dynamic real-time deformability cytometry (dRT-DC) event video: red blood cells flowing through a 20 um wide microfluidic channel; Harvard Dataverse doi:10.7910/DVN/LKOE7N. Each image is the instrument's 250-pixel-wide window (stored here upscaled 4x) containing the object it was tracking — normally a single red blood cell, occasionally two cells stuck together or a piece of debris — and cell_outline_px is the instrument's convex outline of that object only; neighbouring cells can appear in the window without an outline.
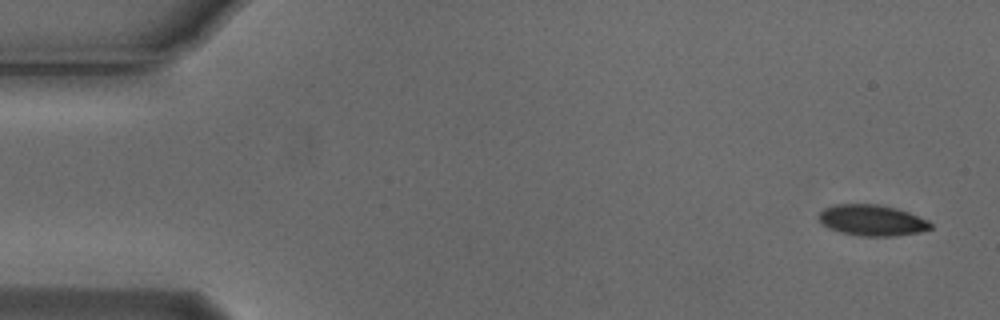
{"species": "Egyptian fruit bat (a non-hibernating species)", "species_latin": "Rousettus aegyptiacus", "temperature_condition": "cold", "stored_images_in_passage": 8, "camera_frame_rate_fps": 3000, "um_per_image_px": 0.085, "animal": {"sex": "male"}, "frame": {"image": 1, "passage_image": 1, "time_ms": 0.0, "image_size_px": [1000, 320], "cell_outline_px": [[932, 228], [920, 232], [896, 236], [860, 236], [840, 232], [828, 228], [820, 220], [820, 212], [824, 208], [836, 204], [880, 204], [896, 208], [908, 212], [928, 220], [932, 224]], "centroid_in_image_um": [74.15, 18.73], "position_along_channel_um": 10.9, "area_um2": 20.17}}
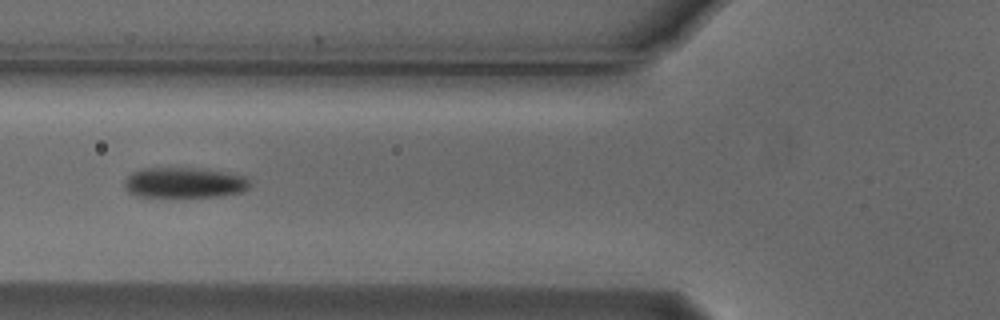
{"frame": {"image": 2, "passage_image": 6, "time_ms": 1.667, "image_size_px": [1000, 320], "cell_outline_px": [[252, 184], [244, 192], [220, 196], [136, 196], [128, 192], [124, 188], [124, 184], [128, 176], [132, 172], [140, 168], [192, 168], [224, 172], [244, 176]], "centroid_in_image_um": [15.66, 15.53], "position_along_channel_um": 110.1, "area_um2": 22.14}}
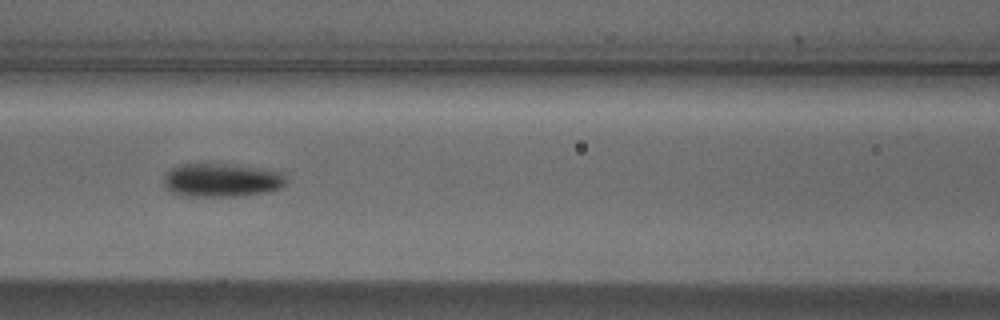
{"frame": {"image": 3, "passage_image": 7, "time_ms": 2.0, "image_size_px": [1000, 320], "cell_outline_px": [[288, 180], [280, 188], [272, 192], [236, 196], [180, 196], [168, 192], [164, 184], [164, 176], [172, 168], [180, 164], [228, 164], [260, 168], [280, 172]], "centroid_in_image_um": [18.82, 15.33], "position_along_channel_um": 147.8, "area_um2": 24.1}}